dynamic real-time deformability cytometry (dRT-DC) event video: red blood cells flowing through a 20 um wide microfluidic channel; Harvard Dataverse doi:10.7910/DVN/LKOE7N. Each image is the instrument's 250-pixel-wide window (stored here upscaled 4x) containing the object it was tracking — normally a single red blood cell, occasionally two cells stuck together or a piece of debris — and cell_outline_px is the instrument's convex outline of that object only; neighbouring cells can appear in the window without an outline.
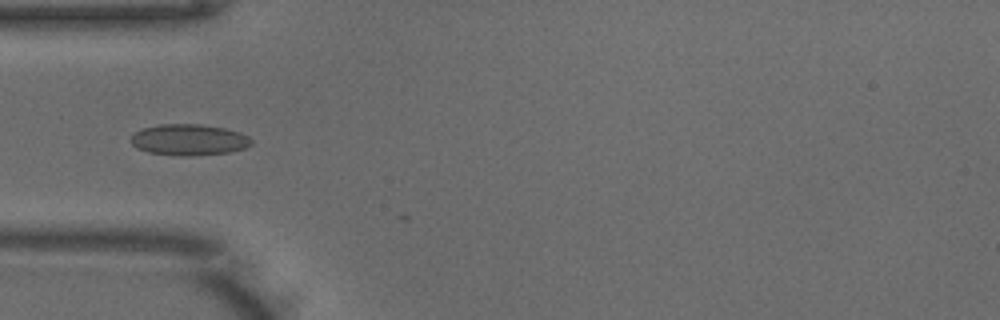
{"species": "common noctule bat (a hibernating species)", "species_latin": "Nyctalus noctula", "temperature_condition": "warm", "stored_images_in_passage": 2, "camera_frame_rate_fps": 3000, "um_per_image_px": 0.085, "animal": {"sex": "male", "body_mass_g": 18.8}, "frame": {"image": 1, "passage_image": 1, "time_ms": 0.0, "image_size_px": [1000, 320], "cell_outline_px": [[252, 144], [244, 148], [228, 152], [196, 156], [180, 156], [148, 152], [136, 148], [132, 144], [132, 136], [136, 132], [144, 128], [160, 124], [200, 124], [224, 128], [240, 132], [248, 136], [252, 140]], "centroid_in_image_um": [16.08, 11.89], "position_along_channel_um": 68.9, "area_um2": 21.85}}